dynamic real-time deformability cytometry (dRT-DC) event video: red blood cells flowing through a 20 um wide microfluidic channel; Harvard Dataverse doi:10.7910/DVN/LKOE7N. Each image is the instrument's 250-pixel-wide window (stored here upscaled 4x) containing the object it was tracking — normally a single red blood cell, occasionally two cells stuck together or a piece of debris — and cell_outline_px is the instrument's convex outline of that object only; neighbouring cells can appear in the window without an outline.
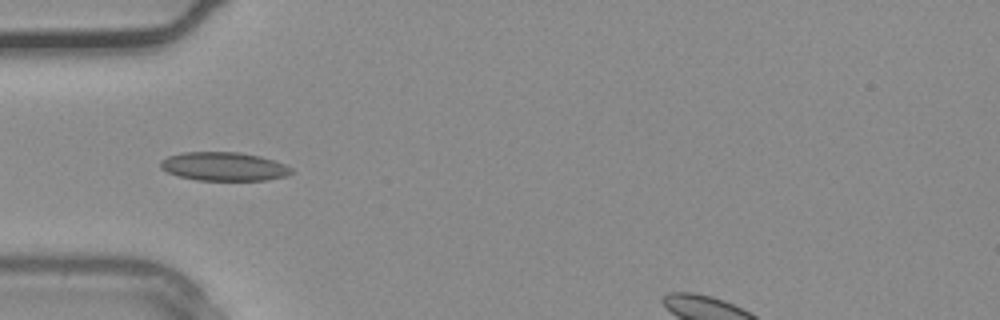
{"species": "common noctule bat (a hibernating species)", "species_latin": "Nyctalus noctula", "temperature_condition": "warm", "stored_images_in_passage": 35, "camera_frame_rate_fps": 3000, "um_per_image_px": 0.085, "animal": {"sex": "male", "body_mass_g": 20.4}, "frame": {"image": 1, "passage_image": 11, "time_ms": 3.333, "image_size_px": [1000, 320], "cell_outline_px": [[292, 172], [288, 176], [264, 180], [196, 180], [176, 176], [160, 168], [160, 160], [168, 156], [180, 152], [240, 152], [260, 156], [284, 164], [292, 168]], "centroid_in_image_um": [18.99, 14.15], "position_along_channel_um": 66.0, "area_um2": 21.96}}